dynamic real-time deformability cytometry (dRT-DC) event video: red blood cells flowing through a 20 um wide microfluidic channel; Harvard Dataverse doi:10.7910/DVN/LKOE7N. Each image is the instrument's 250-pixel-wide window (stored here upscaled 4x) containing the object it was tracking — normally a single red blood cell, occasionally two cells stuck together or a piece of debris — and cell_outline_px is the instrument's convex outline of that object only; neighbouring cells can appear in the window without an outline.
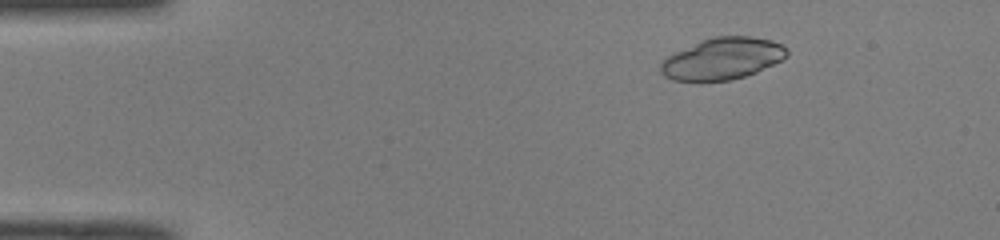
{"species": "common noctule bat (a hibernating species)", "species_latin": "Nyctalus noctula", "temperature_condition": "room temperature", "stored_images_in_passage": 50, "camera_frame_rate_fps": 3000, "um_per_image_px": 0.085, "animal": {"sex": "male", "body_mass_g": 19.0, "forearm_length_mm": 50.8}, "frame": {"image": 1, "passage_image": 8, "time_ms": 2.333, "image_size_px": [1000, 240], "cell_outline_px": [[788, 56], [756, 72], [744, 76], [728, 80], [672, 80], [664, 76], [660, 72], [660, 64], [668, 56], [700, 40], [712, 36], [752, 36], [772, 40], [788, 48]], "centroid_in_image_um": [61.42, 4.96], "position_along_channel_um": 23.6, "area_um2": 30.4}}